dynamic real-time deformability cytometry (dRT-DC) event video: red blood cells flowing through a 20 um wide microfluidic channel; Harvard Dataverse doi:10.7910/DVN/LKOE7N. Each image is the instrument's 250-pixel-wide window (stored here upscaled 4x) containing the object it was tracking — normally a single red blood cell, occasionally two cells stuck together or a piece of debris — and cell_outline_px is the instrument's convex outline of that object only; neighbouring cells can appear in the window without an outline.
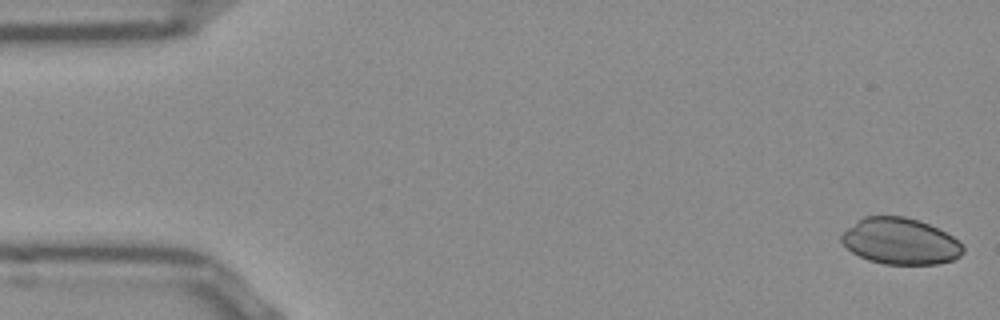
{"species": "Egyptian fruit bat (a non-hibernating species)", "species_latin": "Rousettus aegyptiacus", "temperature_condition": "room temperature", "stored_images_in_passage": 52, "camera_frame_rate_fps": 3000, "um_per_image_px": 0.085, "frame": {"image": 1, "passage_image": 1, "time_ms": 0.0, "image_size_px": [1000, 320], "cell_outline_px": [[964, 252], [960, 256], [952, 260], [936, 264], [884, 264], [868, 260], [852, 252], [840, 240], [840, 236], [848, 228], [864, 216], [904, 216], [920, 220], [952, 236], [964, 248]], "centroid_in_image_um": [76.52, 20.51], "position_along_channel_um": 8.5, "area_um2": 32.54}}
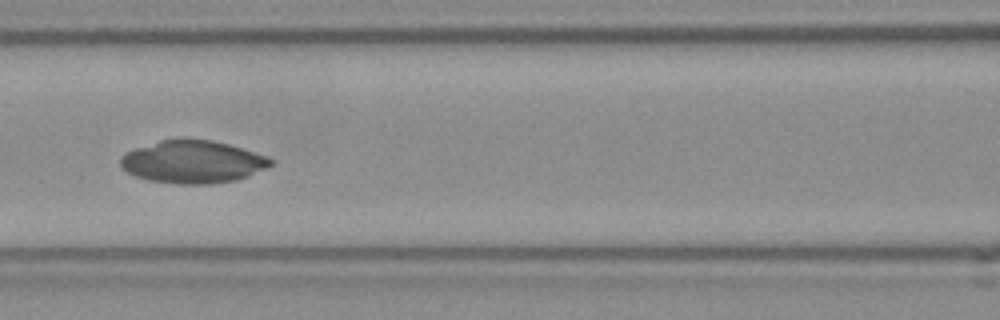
{"frame": {"image": 2, "passage_image": 22, "time_ms": 7.0, "image_size_px": [1000, 320], "cell_outline_px": [[276, 160], [272, 164], [248, 176], [236, 180], [212, 184], [180, 184], [148, 180], [136, 176], [128, 172], [120, 164], [120, 156], [124, 152], [160, 140], [212, 140], [228, 144], [268, 156]], "centroid_in_image_um": [16.39, 13.77], "position_along_channel_um": 150.2, "area_um2": 37.05}}
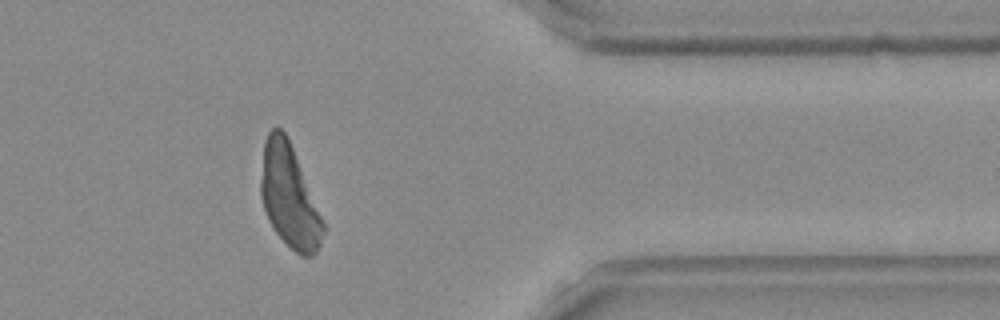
{"frame": {"image": 3, "passage_image": 42, "time_ms": 13.667, "image_size_px": [1000, 320], "cell_outline_px": [[324, 232], [320, 244], [316, 252], [312, 256], [304, 256], [296, 252], [276, 232], [268, 220], [264, 208], [260, 192], [260, 180], [264, 140], [268, 132], [272, 128], [280, 128], [284, 132], [292, 148], [324, 224]], "centroid_in_image_um": [24.55, 16.69], "position_along_channel_um": 386.8, "area_um2": 36.3}}